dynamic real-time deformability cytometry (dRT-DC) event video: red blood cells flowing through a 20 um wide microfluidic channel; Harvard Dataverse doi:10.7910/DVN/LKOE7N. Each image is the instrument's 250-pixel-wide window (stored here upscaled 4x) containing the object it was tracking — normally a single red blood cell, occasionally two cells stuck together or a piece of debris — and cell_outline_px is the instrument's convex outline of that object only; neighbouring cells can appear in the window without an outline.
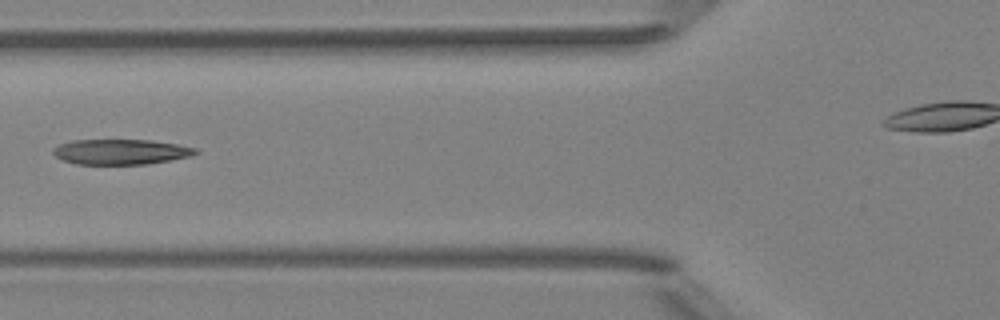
{"species": "Egyptian fruit bat (a non-hibernating species)", "species_latin": "Rousettus aegyptiacus", "temperature_condition": "room temperature", "stored_images_in_passage": 5, "camera_frame_rate_fps": 3000, "um_per_image_px": 0.085, "animal": {"sex": "female"}, "frame": {"image": 1, "passage_image": 5, "time_ms": 5.333, "image_size_px": [1000, 320], "cell_outline_px": [[200, 152], [192, 156], [148, 164], [76, 164], [64, 160], [56, 156], [52, 152], [52, 148], [60, 144], [72, 140], [152, 140], [176, 144], [196, 148]], "centroid_in_image_um": [10.28, 12.9], "position_along_channel_um": 115.5, "area_um2": 20.98}}